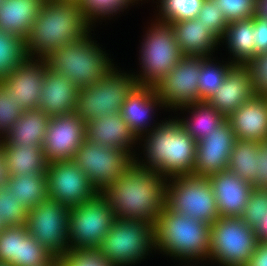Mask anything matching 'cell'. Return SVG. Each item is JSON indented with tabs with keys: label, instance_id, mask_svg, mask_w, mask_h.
<instances>
[{
	"label": "cell",
	"instance_id": "cell-1",
	"mask_svg": "<svg viewBox=\"0 0 267 266\" xmlns=\"http://www.w3.org/2000/svg\"><path fill=\"white\" fill-rule=\"evenodd\" d=\"M167 179L135 162L101 194L116 219L147 221L156 225L165 207Z\"/></svg>",
	"mask_w": 267,
	"mask_h": 266
},
{
	"label": "cell",
	"instance_id": "cell-2",
	"mask_svg": "<svg viewBox=\"0 0 267 266\" xmlns=\"http://www.w3.org/2000/svg\"><path fill=\"white\" fill-rule=\"evenodd\" d=\"M92 26L78 0H44L24 40L25 54L46 58L65 44L83 39L93 31Z\"/></svg>",
	"mask_w": 267,
	"mask_h": 266
},
{
	"label": "cell",
	"instance_id": "cell-3",
	"mask_svg": "<svg viewBox=\"0 0 267 266\" xmlns=\"http://www.w3.org/2000/svg\"><path fill=\"white\" fill-rule=\"evenodd\" d=\"M140 141L144 142L145 159L135 157L134 162L138 166L156 171L166 179L193 174L197 142L177 117L162 120L153 130L140 137Z\"/></svg>",
	"mask_w": 267,
	"mask_h": 266
},
{
	"label": "cell",
	"instance_id": "cell-4",
	"mask_svg": "<svg viewBox=\"0 0 267 266\" xmlns=\"http://www.w3.org/2000/svg\"><path fill=\"white\" fill-rule=\"evenodd\" d=\"M210 227L209 223L178 214L165 206L155 225V251L182 260L187 265L207 262Z\"/></svg>",
	"mask_w": 267,
	"mask_h": 266
},
{
	"label": "cell",
	"instance_id": "cell-5",
	"mask_svg": "<svg viewBox=\"0 0 267 266\" xmlns=\"http://www.w3.org/2000/svg\"><path fill=\"white\" fill-rule=\"evenodd\" d=\"M90 34L65 44L45 58L50 69L71 80L79 89L97 83L114 65L113 59Z\"/></svg>",
	"mask_w": 267,
	"mask_h": 266
},
{
	"label": "cell",
	"instance_id": "cell-6",
	"mask_svg": "<svg viewBox=\"0 0 267 266\" xmlns=\"http://www.w3.org/2000/svg\"><path fill=\"white\" fill-rule=\"evenodd\" d=\"M98 250L114 266L141 263L155 251V226L147 221L116 219Z\"/></svg>",
	"mask_w": 267,
	"mask_h": 266
},
{
	"label": "cell",
	"instance_id": "cell-7",
	"mask_svg": "<svg viewBox=\"0 0 267 266\" xmlns=\"http://www.w3.org/2000/svg\"><path fill=\"white\" fill-rule=\"evenodd\" d=\"M146 29L138 57L141 73L134 77L138 85L155 87L184 56L169 23L155 19Z\"/></svg>",
	"mask_w": 267,
	"mask_h": 266
},
{
	"label": "cell",
	"instance_id": "cell-8",
	"mask_svg": "<svg viewBox=\"0 0 267 266\" xmlns=\"http://www.w3.org/2000/svg\"><path fill=\"white\" fill-rule=\"evenodd\" d=\"M165 206L178 214L204 223L212 224L220 217L208 177L190 174L168 178L165 186Z\"/></svg>",
	"mask_w": 267,
	"mask_h": 266
},
{
	"label": "cell",
	"instance_id": "cell-9",
	"mask_svg": "<svg viewBox=\"0 0 267 266\" xmlns=\"http://www.w3.org/2000/svg\"><path fill=\"white\" fill-rule=\"evenodd\" d=\"M209 261L219 266H247L259 240L241 217H219L210 227Z\"/></svg>",
	"mask_w": 267,
	"mask_h": 266
},
{
	"label": "cell",
	"instance_id": "cell-10",
	"mask_svg": "<svg viewBox=\"0 0 267 266\" xmlns=\"http://www.w3.org/2000/svg\"><path fill=\"white\" fill-rule=\"evenodd\" d=\"M137 85L133 72H123L113 65L97 83L79 89L76 113L85 123L107 113L116 114Z\"/></svg>",
	"mask_w": 267,
	"mask_h": 266
},
{
	"label": "cell",
	"instance_id": "cell-11",
	"mask_svg": "<svg viewBox=\"0 0 267 266\" xmlns=\"http://www.w3.org/2000/svg\"><path fill=\"white\" fill-rule=\"evenodd\" d=\"M116 220L106 198L97 193L69 211V250L98 249Z\"/></svg>",
	"mask_w": 267,
	"mask_h": 266
},
{
	"label": "cell",
	"instance_id": "cell-12",
	"mask_svg": "<svg viewBox=\"0 0 267 266\" xmlns=\"http://www.w3.org/2000/svg\"><path fill=\"white\" fill-rule=\"evenodd\" d=\"M70 207L47 197L28 210V233L50 254L59 259L69 251L68 222Z\"/></svg>",
	"mask_w": 267,
	"mask_h": 266
},
{
	"label": "cell",
	"instance_id": "cell-13",
	"mask_svg": "<svg viewBox=\"0 0 267 266\" xmlns=\"http://www.w3.org/2000/svg\"><path fill=\"white\" fill-rule=\"evenodd\" d=\"M72 160L86 174L89 182L99 193L134 163V159L124 150L94 144L86 139Z\"/></svg>",
	"mask_w": 267,
	"mask_h": 266
},
{
	"label": "cell",
	"instance_id": "cell-14",
	"mask_svg": "<svg viewBox=\"0 0 267 266\" xmlns=\"http://www.w3.org/2000/svg\"><path fill=\"white\" fill-rule=\"evenodd\" d=\"M46 177L48 197L70 208L81 205L98 193L72 159L49 163Z\"/></svg>",
	"mask_w": 267,
	"mask_h": 266
},
{
	"label": "cell",
	"instance_id": "cell-15",
	"mask_svg": "<svg viewBox=\"0 0 267 266\" xmlns=\"http://www.w3.org/2000/svg\"><path fill=\"white\" fill-rule=\"evenodd\" d=\"M201 57L184 56L156 86V92L168 109L201 102L198 79Z\"/></svg>",
	"mask_w": 267,
	"mask_h": 266
},
{
	"label": "cell",
	"instance_id": "cell-16",
	"mask_svg": "<svg viewBox=\"0 0 267 266\" xmlns=\"http://www.w3.org/2000/svg\"><path fill=\"white\" fill-rule=\"evenodd\" d=\"M86 123L76 113L51 116L42 142L47 163L70 160L86 139Z\"/></svg>",
	"mask_w": 267,
	"mask_h": 266
},
{
	"label": "cell",
	"instance_id": "cell-17",
	"mask_svg": "<svg viewBox=\"0 0 267 266\" xmlns=\"http://www.w3.org/2000/svg\"><path fill=\"white\" fill-rule=\"evenodd\" d=\"M236 136L226 119L208 136L197 142L193 175L209 177L227 170Z\"/></svg>",
	"mask_w": 267,
	"mask_h": 266
},
{
	"label": "cell",
	"instance_id": "cell-18",
	"mask_svg": "<svg viewBox=\"0 0 267 266\" xmlns=\"http://www.w3.org/2000/svg\"><path fill=\"white\" fill-rule=\"evenodd\" d=\"M48 64L45 58L27 57L0 83L12 94L23 111L38 108Z\"/></svg>",
	"mask_w": 267,
	"mask_h": 266
},
{
	"label": "cell",
	"instance_id": "cell-19",
	"mask_svg": "<svg viewBox=\"0 0 267 266\" xmlns=\"http://www.w3.org/2000/svg\"><path fill=\"white\" fill-rule=\"evenodd\" d=\"M157 107L164 109L162 100L157 94L155 87L137 85L128 97L125 98L120 114L131 131L139 139L159 124V122L153 123L154 125L150 124L151 120H154L152 118H155L153 117L155 115L154 110L159 109Z\"/></svg>",
	"mask_w": 267,
	"mask_h": 266
},
{
	"label": "cell",
	"instance_id": "cell-20",
	"mask_svg": "<svg viewBox=\"0 0 267 266\" xmlns=\"http://www.w3.org/2000/svg\"><path fill=\"white\" fill-rule=\"evenodd\" d=\"M85 130V137L88 142L119 148L127 152L133 159L137 156L133 146L138 145L139 139L126 124L120 112L107 113L103 117L90 120L86 123Z\"/></svg>",
	"mask_w": 267,
	"mask_h": 266
},
{
	"label": "cell",
	"instance_id": "cell-21",
	"mask_svg": "<svg viewBox=\"0 0 267 266\" xmlns=\"http://www.w3.org/2000/svg\"><path fill=\"white\" fill-rule=\"evenodd\" d=\"M212 184L220 217H240L254 187L227 170L208 177Z\"/></svg>",
	"mask_w": 267,
	"mask_h": 266
},
{
	"label": "cell",
	"instance_id": "cell-22",
	"mask_svg": "<svg viewBox=\"0 0 267 266\" xmlns=\"http://www.w3.org/2000/svg\"><path fill=\"white\" fill-rule=\"evenodd\" d=\"M78 93L79 88L71 80L48 66L38 108L50 117L76 112Z\"/></svg>",
	"mask_w": 267,
	"mask_h": 266
},
{
	"label": "cell",
	"instance_id": "cell-23",
	"mask_svg": "<svg viewBox=\"0 0 267 266\" xmlns=\"http://www.w3.org/2000/svg\"><path fill=\"white\" fill-rule=\"evenodd\" d=\"M254 96L249 70L245 65H234L219 89L206 101L227 118Z\"/></svg>",
	"mask_w": 267,
	"mask_h": 266
},
{
	"label": "cell",
	"instance_id": "cell-24",
	"mask_svg": "<svg viewBox=\"0 0 267 266\" xmlns=\"http://www.w3.org/2000/svg\"><path fill=\"white\" fill-rule=\"evenodd\" d=\"M236 139L267 140V97L254 96L226 118Z\"/></svg>",
	"mask_w": 267,
	"mask_h": 266
},
{
	"label": "cell",
	"instance_id": "cell-25",
	"mask_svg": "<svg viewBox=\"0 0 267 266\" xmlns=\"http://www.w3.org/2000/svg\"><path fill=\"white\" fill-rule=\"evenodd\" d=\"M169 24L183 56L212 58L213 52L218 49V44L221 45L220 41L198 18Z\"/></svg>",
	"mask_w": 267,
	"mask_h": 266
},
{
	"label": "cell",
	"instance_id": "cell-26",
	"mask_svg": "<svg viewBox=\"0 0 267 266\" xmlns=\"http://www.w3.org/2000/svg\"><path fill=\"white\" fill-rule=\"evenodd\" d=\"M43 3L44 0H2L0 30L25 40Z\"/></svg>",
	"mask_w": 267,
	"mask_h": 266
},
{
	"label": "cell",
	"instance_id": "cell-27",
	"mask_svg": "<svg viewBox=\"0 0 267 266\" xmlns=\"http://www.w3.org/2000/svg\"><path fill=\"white\" fill-rule=\"evenodd\" d=\"M49 120L50 116L39 108L24 111L19 119H17L14 126L11 127L4 138L0 140V144L42 147Z\"/></svg>",
	"mask_w": 267,
	"mask_h": 266
},
{
	"label": "cell",
	"instance_id": "cell-28",
	"mask_svg": "<svg viewBox=\"0 0 267 266\" xmlns=\"http://www.w3.org/2000/svg\"><path fill=\"white\" fill-rule=\"evenodd\" d=\"M220 43H225L230 55L232 54L230 62L246 65L256 55L253 17L228 23Z\"/></svg>",
	"mask_w": 267,
	"mask_h": 266
},
{
	"label": "cell",
	"instance_id": "cell-29",
	"mask_svg": "<svg viewBox=\"0 0 267 266\" xmlns=\"http://www.w3.org/2000/svg\"><path fill=\"white\" fill-rule=\"evenodd\" d=\"M178 109H181V112L183 110L189 112L191 117L188 115V118L179 119L178 117V120L196 142L207 137L208 133L215 130L226 120V117L207 101L191 103Z\"/></svg>",
	"mask_w": 267,
	"mask_h": 266
},
{
	"label": "cell",
	"instance_id": "cell-30",
	"mask_svg": "<svg viewBox=\"0 0 267 266\" xmlns=\"http://www.w3.org/2000/svg\"><path fill=\"white\" fill-rule=\"evenodd\" d=\"M6 156L9 176L27 174H46L47 161L44 151L39 146L2 145Z\"/></svg>",
	"mask_w": 267,
	"mask_h": 266
},
{
	"label": "cell",
	"instance_id": "cell-31",
	"mask_svg": "<svg viewBox=\"0 0 267 266\" xmlns=\"http://www.w3.org/2000/svg\"><path fill=\"white\" fill-rule=\"evenodd\" d=\"M6 187L28 210L48 197L46 174L9 176Z\"/></svg>",
	"mask_w": 267,
	"mask_h": 266
},
{
	"label": "cell",
	"instance_id": "cell-32",
	"mask_svg": "<svg viewBox=\"0 0 267 266\" xmlns=\"http://www.w3.org/2000/svg\"><path fill=\"white\" fill-rule=\"evenodd\" d=\"M258 149L259 142L236 139L227 169L252 184L256 179Z\"/></svg>",
	"mask_w": 267,
	"mask_h": 266
},
{
	"label": "cell",
	"instance_id": "cell-33",
	"mask_svg": "<svg viewBox=\"0 0 267 266\" xmlns=\"http://www.w3.org/2000/svg\"><path fill=\"white\" fill-rule=\"evenodd\" d=\"M215 61V62H214ZM226 62V63H224ZM211 59V57H201V68L198 79L200 99L206 101L216 92L223 83L227 72L234 66L232 62Z\"/></svg>",
	"mask_w": 267,
	"mask_h": 266
},
{
	"label": "cell",
	"instance_id": "cell-34",
	"mask_svg": "<svg viewBox=\"0 0 267 266\" xmlns=\"http://www.w3.org/2000/svg\"><path fill=\"white\" fill-rule=\"evenodd\" d=\"M26 58L24 40L0 30V80L10 75Z\"/></svg>",
	"mask_w": 267,
	"mask_h": 266
},
{
	"label": "cell",
	"instance_id": "cell-35",
	"mask_svg": "<svg viewBox=\"0 0 267 266\" xmlns=\"http://www.w3.org/2000/svg\"><path fill=\"white\" fill-rule=\"evenodd\" d=\"M155 3L159 4L156 20L171 23L196 18L203 0H159Z\"/></svg>",
	"mask_w": 267,
	"mask_h": 266
},
{
	"label": "cell",
	"instance_id": "cell-36",
	"mask_svg": "<svg viewBox=\"0 0 267 266\" xmlns=\"http://www.w3.org/2000/svg\"><path fill=\"white\" fill-rule=\"evenodd\" d=\"M28 234L25 224L4 226L0 231V261L17 266L21 260L22 241Z\"/></svg>",
	"mask_w": 267,
	"mask_h": 266
},
{
	"label": "cell",
	"instance_id": "cell-37",
	"mask_svg": "<svg viewBox=\"0 0 267 266\" xmlns=\"http://www.w3.org/2000/svg\"><path fill=\"white\" fill-rule=\"evenodd\" d=\"M86 19L94 26L96 20L111 19V16L124 12L129 6L138 4L137 0H78Z\"/></svg>",
	"mask_w": 267,
	"mask_h": 266
},
{
	"label": "cell",
	"instance_id": "cell-38",
	"mask_svg": "<svg viewBox=\"0 0 267 266\" xmlns=\"http://www.w3.org/2000/svg\"><path fill=\"white\" fill-rule=\"evenodd\" d=\"M28 209L21 204L12 190L0 189V223L2 226H20L26 224Z\"/></svg>",
	"mask_w": 267,
	"mask_h": 266
},
{
	"label": "cell",
	"instance_id": "cell-39",
	"mask_svg": "<svg viewBox=\"0 0 267 266\" xmlns=\"http://www.w3.org/2000/svg\"><path fill=\"white\" fill-rule=\"evenodd\" d=\"M23 112L12 94L0 83V140L14 126Z\"/></svg>",
	"mask_w": 267,
	"mask_h": 266
},
{
	"label": "cell",
	"instance_id": "cell-40",
	"mask_svg": "<svg viewBox=\"0 0 267 266\" xmlns=\"http://www.w3.org/2000/svg\"><path fill=\"white\" fill-rule=\"evenodd\" d=\"M205 27L220 41L225 33L228 22L220 7L214 0H203L197 17Z\"/></svg>",
	"mask_w": 267,
	"mask_h": 266
},
{
	"label": "cell",
	"instance_id": "cell-41",
	"mask_svg": "<svg viewBox=\"0 0 267 266\" xmlns=\"http://www.w3.org/2000/svg\"><path fill=\"white\" fill-rule=\"evenodd\" d=\"M56 258L30 234L22 241L21 260L17 266L50 265Z\"/></svg>",
	"mask_w": 267,
	"mask_h": 266
},
{
	"label": "cell",
	"instance_id": "cell-42",
	"mask_svg": "<svg viewBox=\"0 0 267 266\" xmlns=\"http://www.w3.org/2000/svg\"><path fill=\"white\" fill-rule=\"evenodd\" d=\"M267 213V190L254 188L249 196V200L240 216L243 222L256 229L262 221L263 216Z\"/></svg>",
	"mask_w": 267,
	"mask_h": 266
},
{
	"label": "cell",
	"instance_id": "cell-43",
	"mask_svg": "<svg viewBox=\"0 0 267 266\" xmlns=\"http://www.w3.org/2000/svg\"><path fill=\"white\" fill-rule=\"evenodd\" d=\"M228 23L252 18L257 14V0H214Z\"/></svg>",
	"mask_w": 267,
	"mask_h": 266
},
{
	"label": "cell",
	"instance_id": "cell-44",
	"mask_svg": "<svg viewBox=\"0 0 267 266\" xmlns=\"http://www.w3.org/2000/svg\"><path fill=\"white\" fill-rule=\"evenodd\" d=\"M58 260L61 266H114L98 249L69 250Z\"/></svg>",
	"mask_w": 267,
	"mask_h": 266
},
{
	"label": "cell",
	"instance_id": "cell-45",
	"mask_svg": "<svg viewBox=\"0 0 267 266\" xmlns=\"http://www.w3.org/2000/svg\"><path fill=\"white\" fill-rule=\"evenodd\" d=\"M255 96L267 97V52L259 53L246 65Z\"/></svg>",
	"mask_w": 267,
	"mask_h": 266
},
{
	"label": "cell",
	"instance_id": "cell-46",
	"mask_svg": "<svg viewBox=\"0 0 267 266\" xmlns=\"http://www.w3.org/2000/svg\"><path fill=\"white\" fill-rule=\"evenodd\" d=\"M252 186L259 190H267V140L259 142L256 179Z\"/></svg>",
	"mask_w": 267,
	"mask_h": 266
},
{
	"label": "cell",
	"instance_id": "cell-47",
	"mask_svg": "<svg viewBox=\"0 0 267 266\" xmlns=\"http://www.w3.org/2000/svg\"><path fill=\"white\" fill-rule=\"evenodd\" d=\"M253 26L256 55L267 52V19L256 14L253 16Z\"/></svg>",
	"mask_w": 267,
	"mask_h": 266
},
{
	"label": "cell",
	"instance_id": "cell-48",
	"mask_svg": "<svg viewBox=\"0 0 267 266\" xmlns=\"http://www.w3.org/2000/svg\"><path fill=\"white\" fill-rule=\"evenodd\" d=\"M247 266H267V243L259 242Z\"/></svg>",
	"mask_w": 267,
	"mask_h": 266
},
{
	"label": "cell",
	"instance_id": "cell-49",
	"mask_svg": "<svg viewBox=\"0 0 267 266\" xmlns=\"http://www.w3.org/2000/svg\"><path fill=\"white\" fill-rule=\"evenodd\" d=\"M9 178V173L6 166V156L4 152V147L0 144V189L7 186V180Z\"/></svg>",
	"mask_w": 267,
	"mask_h": 266
},
{
	"label": "cell",
	"instance_id": "cell-50",
	"mask_svg": "<svg viewBox=\"0 0 267 266\" xmlns=\"http://www.w3.org/2000/svg\"><path fill=\"white\" fill-rule=\"evenodd\" d=\"M255 234L259 242L267 243V213L263 216L262 221L255 229Z\"/></svg>",
	"mask_w": 267,
	"mask_h": 266
},
{
	"label": "cell",
	"instance_id": "cell-51",
	"mask_svg": "<svg viewBox=\"0 0 267 266\" xmlns=\"http://www.w3.org/2000/svg\"><path fill=\"white\" fill-rule=\"evenodd\" d=\"M257 14L267 19V0H257Z\"/></svg>",
	"mask_w": 267,
	"mask_h": 266
},
{
	"label": "cell",
	"instance_id": "cell-52",
	"mask_svg": "<svg viewBox=\"0 0 267 266\" xmlns=\"http://www.w3.org/2000/svg\"><path fill=\"white\" fill-rule=\"evenodd\" d=\"M45 266H61L60 261L56 258L50 265Z\"/></svg>",
	"mask_w": 267,
	"mask_h": 266
},
{
	"label": "cell",
	"instance_id": "cell-53",
	"mask_svg": "<svg viewBox=\"0 0 267 266\" xmlns=\"http://www.w3.org/2000/svg\"><path fill=\"white\" fill-rule=\"evenodd\" d=\"M0 266H11V265H9L7 262L0 261Z\"/></svg>",
	"mask_w": 267,
	"mask_h": 266
}]
</instances>
